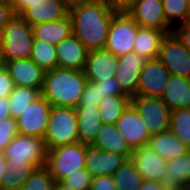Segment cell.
<instances>
[{
	"instance_id": "obj_1",
	"label": "cell",
	"mask_w": 190,
	"mask_h": 190,
	"mask_svg": "<svg viewBox=\"0 0 190 190\" xmlns=\"http://www.w3.org/2000/svg\"><path fill=\"white\" fill-rule=\"evenodd\" d=\"M116 13L106 0L73 6L69 8L72 34L89 51L104 48L111 20Z\"/></svg>"
},
{
	"instance_id": "obj_2",
	"label": "cell",
	"mask_w": 190,
	"mask_h": 190,
	"mask_svg": "<svg viewBox=\"0 0 190 190\" xmlns=\"http://www.w3.org/2000/svg\"><path fill=\"white\" fill-rule=\"evenodd\" d=\"M86 83L84 71L57 67L46 72L41 95L52 106L75 108Z\"/></svg>"
},
{
	"instance_id": "obj_3",
	"label": "cell",
	"mask_w": 190,
	"mask_h": 190,
	"mask_svg": "<svg viewBox=\"0 0 190 190\" xmlns=\"http://www.w3.org/2000/svg\"><path fill=\"white\" fill-rule=\"evenodd\" d=\"M0 40L5 62L31 58L34 42L32 26L19 15L3 27Z\"/></svg>"
},
{
	"instance_id": "obj_4",
	"label": "cell",
	"mask_w": 190,
	"mask_h": 190,
	"mask_svg": "<svg viewBox=\"0 0 190 190\" xmlns=\"http://www.w3.org/2000/svg\"><path fill=\"white\" fill-rule=\"evenodd\" d=\"M48 149L43 137L17 134L4 149L7 165L41 167L46 165Z\"/></svg>"
},
{
	"instance_id": "obj_5",
	"label": "cell",
	"mask_w": 190,
	"mask_h": 190,
	"mask_svg": "<svg viewBox=\"0 0 190 190\" xmlns=\"http://www.w3.org/2000/svg\"><path fill=\"white\" fill-rule=\"evenodd\" d=\"M44 141L47 149L80 142L75 108L52 106Z\"/></svg>"
},
{
	"instance_id": "obj_6",
	"label": "cell",
	"mask_w": 190,
	"mask_h": 190,
	"mask_svg": "<svg viewBox=\"0 0 190 190\" xmlns=\"http://www.w3.org/2000/svg\"><path fill=\"white\" fill-rule=\"evenodd\" d=\"M86 144L81 142L48 149L46 167L56 182L85 168Z\"/></svg>"
},
{
	"instance_id": "obj_7",
	"label": "cell",
	"mask_w": 190,
	"mask_h": 190,
	"mask_svg": "<svg viewBox=\"0 0 190 190\" xmlns=\"http://www.w3.org/2000/svg\"><path fill=\"white\" fill-rule=\"evenodd\" d=\"M131 105L151 136L169 131L171 110L161 98L135 95L131 97Z\"/></svg>"
},
{
	"instance_id": "obj_8",
	"label": "cell",
	"mask_w": 190,
	"mask_h": 190,
	"mask_svg": "<svg viewBox=\"0 0 190 190\" xmlns=\"http://www.w3.org/2000/svg\"><path fill=\"white\" fill-rule=\"evenodd\" d=\"M138 26L127 12H117L111 20L104 48L118 57L133 52Z\"/></svg>"
},
{
	"instance_id": "obj_9",
	"label": "cell",
	"mask_w": 190,
	"mask_h": 190,
	"mask_svg": "<svg viewBox=\"0 0 190 190\" xmlns=\"http://www.w3.org/2000/svg\"><path fill=\"white\" fill-rule=\"evenodd\" d=\"M158 59L171 75L190 78V51L173 32L164 37Z\"/></svg>"
},
{
	"instance_id": "obj_10",
	"label": "cell",
	"mask_w": 190,
	"mask_h": 190,
	"mask_svg": "<svg viewBox=\"0 0 190 190\" xmlns=\"http://www.w3.org/2000/svg\"><path fill=\"white\" fill-rule=\"evenodd\" d=\"M52 105L41 95L16 118L18 134L43 137Z\"/></svg>"
},
{
	"instance_id": "obj_11",
	"label": "cell",
	"mask_w": 190,
	"mask_h": 190,
	"mask_svg": "<svg viewBox=\"0 0 190 190\" xmlns=\"http://www.w3.org/2000/svg\"><path fill=\"white\" fill-rule=\"evenodd\" d=\"M170 75V71L158 58L146 60L140 73L136 95L161 98L165 92Z\"/></svg>"
},
{
	"instance_id": "obj_12",
	"label": "cell",
	"mask_w": 190,
	"mask_h": 190,
	"mask_svg": "<svg viewBox=\"0 0 190 190\" xmlns=\"http://www.w3.org/2000/svg\"><path fill=\"white\" fill-rule=\"evenodd\" d=\"M115 126L131 150L148 145L151 135L143 119L131 104L122 113Z\"/></svg>"
},
{
	"instance_id": "obj_13",
	"label": "cell",
	"mask_w": 190,
	"mask_h": 190,
	"mask_svg": "<svg viewBox=\"0 0 190 190\" xmlns=\"http://www.w3.org/2000/svg\"><path fill=\"white\" fill-rule=\"evenodd\" d=\"M126 12L140 27L173 30L165 18L162 0H138Z\"/></svg>"
},
{
	"instance_id": "obj_14",
	"label": "cell",
	"mask_w": 190,
	"mask_h": 190,
	"mask_svg": "<svg viewBox=\"0 0 190 190\" xmlns=\"http://www.w3.org/2000/svg\"><path fill=\"white\" fill-rule=\"evenodd\" d=\"M145 62L146 59L134 51L119 57L115 78L122 90L130 97L137 94L140 73Z\"/></svg>"
},
{
	"instance_id": "obj_15",
	"label": "cell",
	"mask_w": 190,
	"mask_h": 190,
	"mask_svg": "<svg viewBox=\"0 0 190 190\" xmlns=\"http://www.w3.org/2000/svg\"><path fill=\"white\" fill-rule=\"evenodd\" d=\"M130 160L143 180L155 181L163 184V177L167 170V161L155 153L150 147L144 146L132 150Z\"/></svg>"
},
{
	"instance_id": "obj_16",
	"label": "cell",
	"mask_w": 190,
	"mask_h": 190,
	"mask_svg": "<svg viewBox=\"0 0 190 190\" xmlns=\"http://www.w3.org/2000/svg\"><path fill=\"white\" fill-rule=\"evenodd\" d=\"M5 68L13 79L14 86L42 91L46 72L30 58L6 61Z\"/></svg>"
},
{
	"instance_id": "obj_17",
	"label": "cell",
	"mask_w": 190,
	"mask_h": 190,
	"mask_svg": "<svg viewBox=\"0 0 190 190\" xmlns=\"http://www.w3.org/2000/svg\"><path fill=\"white\" fill-rule=\"evenodd\" d=\"M130 157L131 155H117L86 145L85 169L93 177L113 176Z\"/></svg>"
},
{
	"instance_id": "obj_18",
	"label": "cell",
	"mask_w": 190,
	"mask_h": 190,
	"mask_svg": "<svg viewBox=\"0 0 190 190\" xmlns=\"http://www.w3.org/2000/svg\"><path fill=\"white\" fill-rule=\"evenodd\" d=\"M119 57L105 48L88 53L84 74L87 80H109L115 77Z\"/></svg>"
},
{
	"instance_id": "obj_19",
	"label": "cell",
	"mask_w": 190,
	"mask_h": 190,
	"mask_svg": "<svg viewBox=\"0 0 190 190\" xmlns=\"http://www.w3.org/2000/svg\"><path fill=\"white\" fill-rule=\"evenodd\" d=\"M69 15V7L63 0H45L31 3L19 16L31 26L63 19Z\"/></svg>"
},
{
	"instance_id": "obj_20",
	"label": "cell",
	"mask_w": 190,
	"mask_h": 190,
	"mask_svg": "<svg viewBox=\"0 0 190 190\" xmlns=\"http://www.w3.org/2000/svg\"><path fill=\"white\" fill-rule=\"evenodd\" d=\"M55 49L58 67L77 71L84 70L89 50L74 34L55 45Z\"/></svg>"
},
{
	"instance_id": "obj_21",
	"label": "cell",
	"mask_w": 190,
	"mask_h": 190,
	"mask_svg": "<svg viewBox=\"0 0 190 190\" xmlns=\"http://www.w3.org/2000/svg\"><path fill=\"white\" fill-rule=\"evenodd\" d=\"M75 112L80 142L91 145L96 140L103 124L100 120L99 107L96 105L76 106Z\"/></svg>"
},
{
	"instance_id": "obj_22",
	"label": "cell",
	"mask_w": 190,
	"mask_h": 190,
	"mask_svg": "<svg viewBox=\"0 0 190 190\" xmlns=\"http://www.w3.org/2000/svg\"><path fill=\"white\" fill-rule=\"evenodd\" d=\"M172 31L138 26L133 51L146 60L158 58L164 37Z\"/></svg>"
},
{
	"instance_id": "obj_23",
	"label": "cell",
	"mask_w": 190,
	"mask_h": 190,
	"mask_svg": "<svg viewBox=\"0 0 190 190\" xmlns=\"http://www.w3.org/2000/svg\"><path fill=\"white\" fill-rule=\"evenodd\" d=\"M161 99L170 110L187 108L190 103V78L170 75Z\"/></svg>"
},
{
	"instance_id": "obj_24",
	"label": "cell",
	"mask_w": 190,
	"mask_h": 190,
	"mask_svg": "<svg viewBox=\"0 0 190 190\" xmlns=\"http://www.w3.org/2000/svg\"><path fill=\"white\" fill-rule=\"evenodd\" d=\"M91 145L102 151L117 155H131L132 153V150L114 124H102L96 140Z\"/></svg>"
},
{
	"instance_id": "obj_25",
	"label": "cell",
	"mask_w": 190,
	"mask_h": 190,
	"mask_svg": "<svg viewBox=\"0 0 190 190\" xmlns=\"http://www.w3.org/2000/svg\"><path fill=\"white\" fill-rule=\"evenodd\" d=\"M147 146L166 161L179 158L190 150L170 130L151 136Z\"/></svg>"
},
{
	"instance_id": "obj_26",
	"label": "cell",
	"mask_w": 190,
	"mask_h": 190,
	"mask_svg": "<svg viewBox=\"0 0 190 190\" xmlns=\"http://www.w3.org/2000/svg\"><path fill=\"white\" fill-rule=\"evenodd\" d=\"M34 39L57 45L72 34V22L69 15L63 19L33 25Z\"/></svg>"
},
{
	"instance_id": "obj_27",
	"label": "cell",
	"mask_w": 190,
	"mask_h": 190,
	"mask_svg": "<svg viewBox=\"0 0 190 190\" xmlns=\"http://www.w3.org/2000/svg\"><path fill=\"white\" fill-rule=\"evenodd\" d=\"M163 184L167 187H177L190 182V150L179 158L168 160Z\"/></svg>"
},
{
	"instance_id": "obj_28",
	"label": "cell",
	"mask_w": 190,
	"mask_h": 190,
	"mask_svg": "<svg viewBox=\"0 0 190 190\" xmlns=\"http://www.w3.org/2000/svg\"><path fill=\"white\" fill-rule=\"evenodd\" d=\"M131 104L130 96H107L99 103L100 120L103 124H116Z\"/></svg>"
},
{
	"instance_id": "obj_29",
	"label": "cell",
	"mask_w": 190,
	"mask_h": 190,
	"mask_svg": "<svg viewBox=\"0 0 190 190\" xmlns=\"http://www.w3.org/2000/svg\"><path fill=\"white\" fill-rule=\"evenodd\" d=\"M31 60H33L45 72L58 67V59L55 45L43 40L34 39Z\"/></svg>"
},
{
	"instance_id": "obj_30",
	"label": "cell",
	"mask_w": 190,
	"mask_h": 190,
	"mask_svg": "<svg viewBox=\"0 0 190 190\" xmlns=\"http://www.w3.org/2000/svg\"><path fill=\"white\" fill-rule=\"evenodd\" d=\"M40 96L41 92L38 89L14 86L13 91L8 96L12 117L14 119L18 118L23 114V111Z\"/></svg>"
},
{
	"instance_id": "obj_31",
	"label": "cell",
	"mask_w": 190,
	"mask_h": 190,
	"mask_svg": "<svg viewBox=\"0 0 190 190\" xmlns=\"http://www.w3.org/2000/svg\"><path fill=\"white\" fill-rule=\"evenodd\" d=\"M116 190H139L143 178L137 172L134 163L128 159L112 176Z\"/></svg>"
},
{
	"instance_id": "obj_32",
	"label": "cell",
	"mask_w": 190,
	"mask_h": 190,
	"mask_svg": "<svg viewBox=\"0 0 190 190\" xmlns=\"http://www.w3.org/2000/svg\"><path fill=\"white\" fill-rule=\"evenodd\" d=\"M169 130L190 149V109L171 110Z\"/></svg>"
},
{
	"instance_id": "obj_33",
	"label": "cell",
	"mask_w": 190,
	"mask_h": 190,
	"mask_svg": "<svg viewBox=\"0 0 190 190\" xmlns=\"http://www.w3.org/2000/svg\"><path fill=\"white\" fill-rule=\"evenodd\" d=\"M189 0H162L167 22L174 28L189 21ZM176 24H175V23Z\"/></svg>"
},
{
	"instance_id": "obj_34",
	"label": "cell",
	"mask_w": 190,
	"mask_h": 190,
	"mask_svg": "<svg viewBox=\"0 0 190 190\" xmlns=\"http://www.w3.org/2000/svg\"><path fill=\"white\" fill-rule=\"evenodd\" d=\"M35 169L36 167H15L13 164L7 165L1 183V190H20Z\"/></svg>"
},
{
	"instance_id": "obj_35",
	"label": "cell",
	"mask_w": 190,
	"mask_h": 190,
	"mask_svg": "<svg viewBox=\"0 0 190 190\" xmlns=\"http://www.w3.org/2000/svg\"><path fill=\"white\" fill-rule=\"evenodd\" d=\"M56 181L46 166L36 167L20 190H53Z\"/></svg>"
},
{
	"instance_id": "obj_36",
	"label": "cell",
	"mask_w": 190,
	"mask_h": 190,
	"mask_svg": "<svg viewBox=\"0 0 190 190\" xmlns=\"http://www.w3.org/2000/svg\"><path fill=\"white\" fill-rule=\"evenodd\" d=\"M93 178L90 172L84 168L65 177L61 182L74 190H90Z\"/></svg>"
},
{
	"instance_id": "obj_37",
	"label": "cell",
	"mask_w": 190,
	"mask_h": 190,
	"mask_svg": "<svg viewBox=\"0 0 190 190\" xmlns=\"http://www.w3.org/2000/svg\"><path fill=\"white\" fill-rule=\"evenodd\" d=\"M18 134L16 119L13 117L5 118L0 122V150L4 151L7 145Z\"/></svg>"
},
{
	"instance_id": "obj_38",
	"label": "cell",
	"mask_w": 190,
	"mask_h": 190,
	"mask_svg": "<svg viewBox=\"0 0 190 190\" xmlns=\"http://www.w3.org/2000/svg\"><path fill=\"white\" fill-rule=\"evenodd\" d=\"M98 93L99 100L107 96H128L121 88L115 77L109 78V80L98 81Z\"/></svg>"
},
{
	"instance_id": "obj_39",
	"label": "cell",
	"mask_w": 190,
	"mask_h": 190,
	"mask_svg": "<svg viewBox=\"0 0 190 190\" xmlns=\"http://www.w3.org/2000/svg\"><path fill=\"white\" fill-rule=\"evenodd\" d=\"M98 81L87 80L83 94L78 106L96 105L99 106Z\"/></svg>"
},
{
	"instance_id": "obj_40",
	"label": "cell",
	"mask_w": 190,
	"mask_h": 190,
	"mask_svg": "<svg viewBox=\"0 0 190 190\" xmlns=\"http://www.w3.org/2000/svg\"><path fill=\"white\" fill-rule=\"evenodd\" d=\"M15 15L11 1L0 0V35L3 27L6 26Z\"/></svg>"
},
{
	"instance_id": "obj_41",
	"label": "cell",
	"mask_w": 190,
	"mask_h": 190,
	"mask_svg": "<svg viewBox=\"0 0 190 190\" xmlns=\"http://www.w3.org/2000/svg\"><path fill=\"white\" fill-rule=\"evenodd\" d=\"M116 183L112 176L103 175L93 178L90 190H116Z\"/></svg>"
},
{
	"instance_id": "obj_42",
	"label": "cell",
	"mask_w": 190,
	"mask_h": 190,
	"mask_svg": "<svg viewBox=\"0 0 190 190\" xmlns=\"http://www.w3.org/2000/svg\"><path fill=\"white\" fill-rule=\"evenodd\" d=\"M14 89L13 79L4 67L0 70V97H8Z\"/></svg>"
},
{
	"instance_id": "obj_43",
	"label": "cell",
	"mask_w": 190,
	"mask_h": 190,
	"mask_svg": "<svg viewBox=\"0 0 190 190\" xmlns=\"http://www.w3.org/2000/svg\"><path fill=\"white\" fill-rule=\"evenodd\" d=\"M182 44L190 51V26L186 24L176 25L172 31Z\"/></svg>"
},
{
	"instance_id": "obj_44",
	"label": "cell",
	"mask_w": 190,
	"mask_h": 190,
	"mask_svg": "<svg viewBox=\"0 0 190 190\" xmlns=\"http://www.w3.org/2000/svg\"><path fill=\"white\" fill-rule=\"evenodd\" d=\"M116 12H126L138 0H106Z\"/></svg>"
},
{
	"instance_id": "obj_45",
	"label": "cell",
	"mask_w": 190,
	"mask_h": 190,
	"mask_svg": "<svg viewBox=\"0 0 190 190\" xmlns=\"http://www.w3.org/2000/svg\"><path fill=\"white\" fill-rule=\"evenodd\" d=\"M45 2V0H11L16 15H19L31 3Z\"/></svg>"
},
{
	"instance_id": "obj_46",
	"label": "cell",
	"mask_w": 190,
	"mask_h": 190,
	"mask_svg": "<svg viewBox=\"0 0 190 190\" xmlns=\"http://www.w3.org/2000/svg\"><path fill=\"white\" fill-rule=\"evenodd\" d=\"M8 117H12L10 111L9 97H0V122Z\"/></svg>"
},
{
	"instance_id": "obj_47",
	"label": "cell",
	"mask_w": 190,
	"mask_h": 190,
	"mask_svg": "<svg viewBox=\"0 0 190 190\" xmlns=\"http://www.w3.org/2000/svg\"><path fill=\"white\" fill-rule=\"evenodd\" d=\"M139 190H167V187L155 181L143 180Z\"/></svg>"
},
{
	"instance_id": "obj_48",
	"label": "cell",
	"mask_w": 190,
	"mask_h": 190,
	"mask_svg": "<svg viewBox=\"0 0 190 190\" xmlns=\"http://www.w3.org/2000/svg\"><path fill=\"white\" fill-rule=\"evenodd\" d=\"M6 168H7V164H6L5 154H4V151L0 150V190H1V183L5 174Z\"/></svg>"
},
{
	"instance_id": "obj_49",
	"label": "cell",
	"mask_w": 190,
	"mask_h": 190,
	"mask_svg": "<svg viewBox=\"0 0 190 190\" xmlns=\"http://www.w3.org/2000/svg\"><path fill=\"white\" fill-rule=\"evenodd\" d=\"M66 5L71 8L73 6L79 5V4H85V3H91L96 0H63Z\"/></svg>"
},
{
	"instance_id": "obj_50",
	"label": "cell",
	"mask_w": 190,
	"mask_h": 190,
	"mask_svg": "<svg viewBox=\"0 0 190 190\" xmlns=\"http://www.w3.org/2000/svg\"><path fill=\"white\" fill-rule=\"evenodd\" d=\"M53 190H74V189H72L68 185H65L61 181H59L55 183Z\"/></svg>"
},
{
	"instance_id": "obj_51",
	"label": "cell",
	"mask_w": 190,
	"mask_h": 190,
	"mask_svg": "<svg viewBox=\"0 0 190 190\" xmlns=\"http://www.w3.org/2000/svg\"><path fill=\"white\" fill-rule=\"evenodd\" d=\"M5 67V60L3 57V52H2V44L0 40V70Z\"/></svg>"
},
{
	"instance_id": "obj_52",
	"label": "cell",
	"mask_w": 190,
	"mask_h": 190,
	"mask_svg": "<svg viewBox=\"0 0 190 190\" xmlns=\"http://www.w3.org/2000/svg\"><path fill=\"white\" fill-rule=\"evenodd\" d=\"M167 190H186L185 188V185L184 184H181L177 187H170V188H167Z\"/></svg>"
},
{
	"instance_id": "obj_53",
	"label": "cell",
	"mask_w": 190,
	"mask_h": 190,
	"mask_svg": "<svg viewBox=\"0 0 190 190\" xmlns=\"http://www.w3.org/2000/svg\"><path fill=\"white\" fill-rule=\"evenodd\" d=\"M184 185L186 190H190V182H186Z\"/></svg>"
},
{
	"instance_id": "obj_54",
	"label": "cell",
	"mask_w": 190,
	"mask_h": 190,
	"mask_svg": "<svg viewBox=\"0 0 190 190\" xmlns=\"http://www.w3.org/2000/svg\"><path fill=\"white\" fill-rule=\"evenodd\" d=\"M188 5H189V18H190V0L188 2Z\"/></svg>"
}]
</instances>
